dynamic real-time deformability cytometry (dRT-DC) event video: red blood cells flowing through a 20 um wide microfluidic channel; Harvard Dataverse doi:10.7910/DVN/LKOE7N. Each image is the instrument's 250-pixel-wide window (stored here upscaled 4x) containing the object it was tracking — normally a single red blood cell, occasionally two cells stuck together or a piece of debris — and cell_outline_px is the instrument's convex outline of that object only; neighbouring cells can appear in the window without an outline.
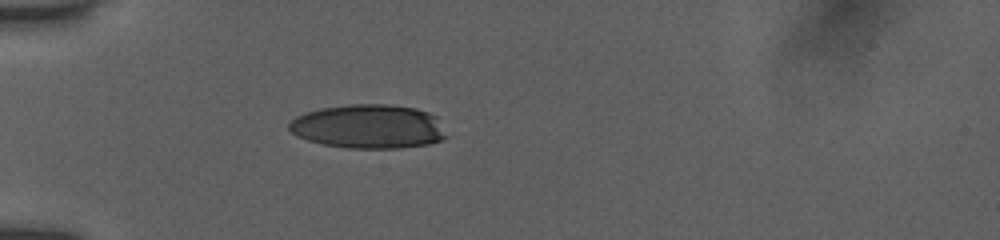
{"species": "human", "species_latin": "Homo sapiens", "temperature_condition": "room temperature", "stored_images_in_passage": 33, "camera_frame_rate_fps": 3000, "um_per_image_px": 0.085, "donor": {"sex": "female"}, "frame": {"image": 1, "passage_image": 1, "time_ms": 0.0, "image_size_px": [1000, 240], "cell_outline_px": [[448, 136], [440, 140], [428, 144], [400, 148], [348, 148], [324, 144], [308, 140], [296, 136], [288, 128], [288, 124], [296, 116], [304, 112], [320, 108], [348, 104], [388, 104], [416, 108], [428, 112], [436, 116]], "centroid_in_image_um": [31.32, 10.74], "position_along_channel_um": 53.7, "area_um2": 40.52}}
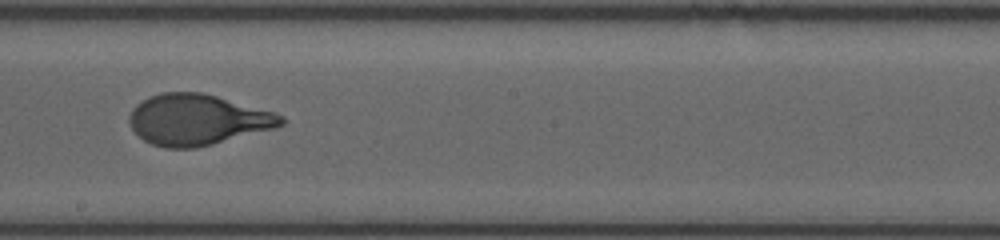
{"frame": {"image": 2, "passage_image": 16, "time_ms": 5.0, "image_size_px": [1000, 240], "cell_outline_px": [[288, 120], [284, 124], [276, 128], [196, 148], [164, 148], [152, 144], [144, 140], [132, 128], [128, 120], [128, 116], [132, 108], [136, 104], [148, 96], [160, 92], [200, 92], [216, 96], [272, 112], [284, 116]], "centroid_in_image_um": [16.76, 10.17], "position_along_channel_um": 231.4, "area_um2": 44.91}}
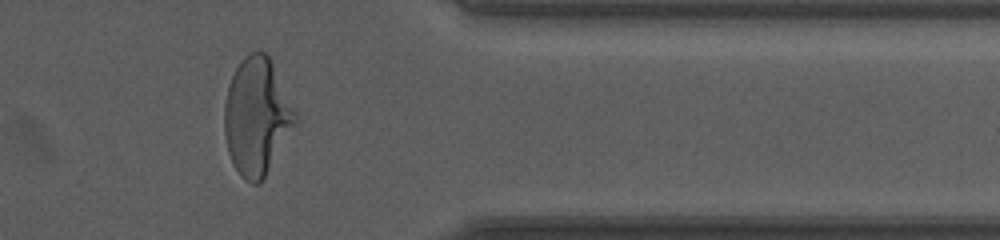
{"frame": {"image": 3, "passage_image": 29, "time_ms": 9.333, "image_size_px": [1000, 240], "cell_outline_px": [[300, 120], [264, 180], [260, 184], [252, 184], [244, 180], [240, 176], [228, 152], [224, 136], [224, 104], [228, 84], [240, 60], [244, 56], [252, 52], [264, 52], [268, 56], [300, 116]], "centroid_in_image_um": [21.86, 9.96], "position_along_channel_um": 389.5, "area_um2": 49.25}, "authors_computed_cell_mechanics": {"area_um2": 44.6794, "velocity_mm_per_s": 3.9049, "shape_relaxation_time_tau1_ms": 4.1187, "shape_relaxation_time_tau2_ms": null, "deformation_change_tau1": 0.2207, "deformation_change_tau2": null}}